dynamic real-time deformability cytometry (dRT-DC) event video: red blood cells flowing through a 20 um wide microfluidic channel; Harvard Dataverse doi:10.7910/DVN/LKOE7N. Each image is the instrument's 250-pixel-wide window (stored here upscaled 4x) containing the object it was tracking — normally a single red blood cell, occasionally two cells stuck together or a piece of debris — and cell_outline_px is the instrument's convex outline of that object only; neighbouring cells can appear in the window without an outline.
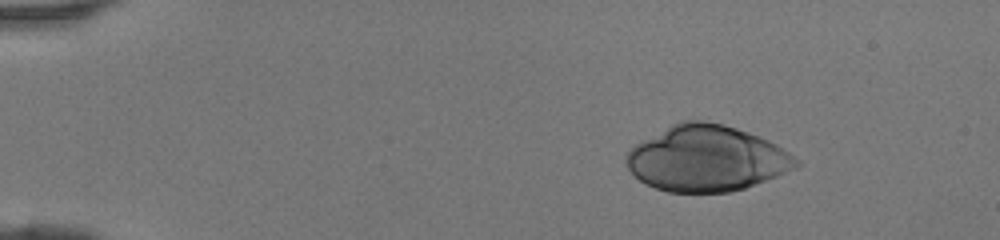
{"species": "human", "species_latin": "Homo sapiens", "temperature_condition": "room temperature", "stored_images_in_passage": 9, "camera_frame_rate_fps": 3000, "um_per_image_px": 0.085, "donor": {"sex": "female"}, "frame": {"image": 1, "passage_image": 4, "time_ms": 1.0, "image_size_px": [1000, 240], "cell_outline_px": [[800, 164], [796, 168], [776, 176], [744, 188], [728, 192], [668, 192], [656, 188], [640, 180], [628, 168], [624, 160], [624, 156], [636, 144], [672, 124], [684, 120], [700, 120], [724, 124], [748, 132], [768, 140], [776, 144], [800, 160]], "centroid_in_image_um": [60.07, 13.47], "position_along_channel_um": 24.9, "area_um2": 64.62}}